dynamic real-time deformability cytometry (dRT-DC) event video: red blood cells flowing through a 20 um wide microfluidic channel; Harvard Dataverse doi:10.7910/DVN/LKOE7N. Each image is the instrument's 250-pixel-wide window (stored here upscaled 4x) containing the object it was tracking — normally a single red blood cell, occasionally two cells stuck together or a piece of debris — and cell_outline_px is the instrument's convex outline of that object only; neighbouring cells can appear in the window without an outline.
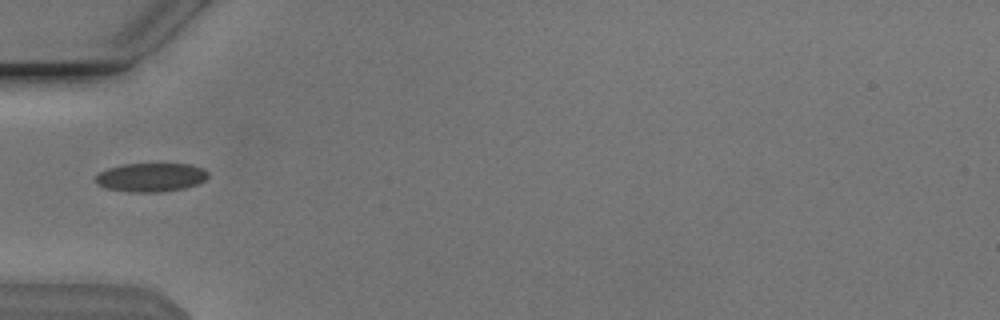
{"species": "Egyptian fruit bat (a non-hibernating species)", "species_latin": "Rousettus aegyptiacus", "temperature_condition": "cold", "stored_images_in_passage": 25, "camera_frame_rate_fps": 3000, "um_per_image_px": 0.085, "animal": {"sex": "male"}, "frame": {"image": 1, "passage_image": 1, "time_ms": 0.0, "image_size_px": [1000, 320], "cell_outline_px": [[208, 176], [204, 180], [196, 184], [184, 188], [160, 192], [128, 192], [108, 188], [96, 184], [96, 176], [100, 172], [108, 168], [124, 164], [188, 164], [200, 168], [208, 172]], "centroid_in_image_um": [12.8, 15.07], "position_along_channel_um": 72.2, "area_um2": 18.61}}
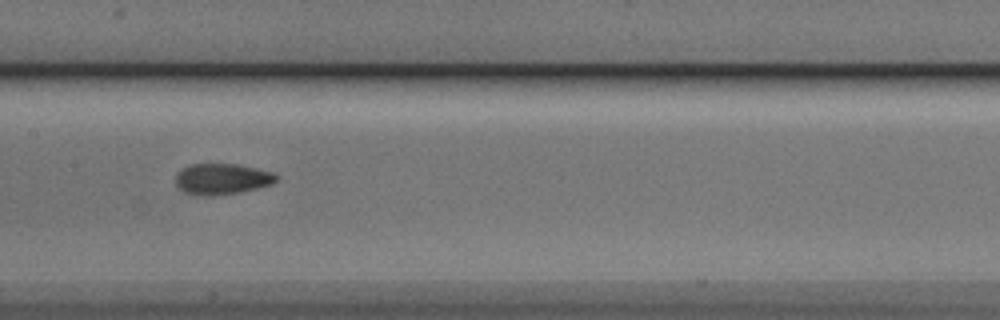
{"frame": {"image": 2, "passage_image": 10, "time_ms": 3.0, "image_size_px": [1000, 320], "cell_outline_px": [[276, 180], [272, 184], [240, 192], [204, 196], [184, 192], [176, 184], [176, 176], [184, 168], [192, 164], [236, 164], [272, 172], [276, 176]], "centroid_in_image_um": [18.86, 15.21], "position_along_channel_um": 188.5, "area_um2": 17.69}}
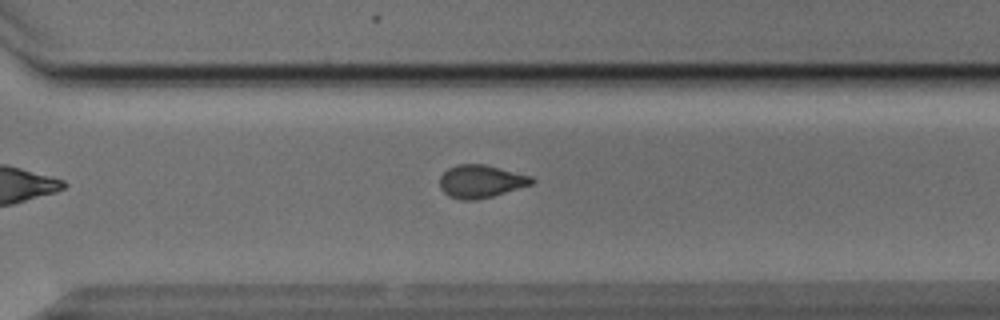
{"frame": {"image": 3, "passage_image": 21, "time_ms": 6.667, "image_size_px": [1000, 320], "cell_outline_px": [[536, 180], [532, 184], [492, 196], [476, 200], [460, 200], [448, 196], [440, 188], [440, 176], [448, 168], [456, 164], [484, 164], [532, 176]], "centroid_in_image_um": [40.85, 15.41], "position_along_channel_um": 329.7, "area_um2": 17.63}, "authors_computed_cell_mechanics": {"area_um2": 17.6868, "velocity_mm_per_s": 3.8622, "shape_relaxation_time_tau1_ms": 10.7363, "shape_relaxation_time_tau2_ms": 1.8804, "deformation_change_tau1": 0.2109, "deformation_change_tau2": 0.0756}}